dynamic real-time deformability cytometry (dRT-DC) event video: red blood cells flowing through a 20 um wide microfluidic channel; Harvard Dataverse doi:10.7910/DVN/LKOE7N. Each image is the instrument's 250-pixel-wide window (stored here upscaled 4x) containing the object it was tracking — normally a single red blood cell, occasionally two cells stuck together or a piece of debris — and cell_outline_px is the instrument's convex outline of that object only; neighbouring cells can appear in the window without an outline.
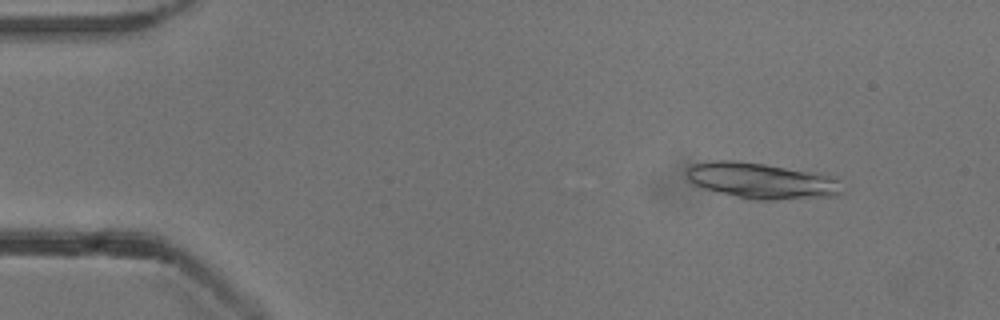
{"species": "common noctule bat (a hibernating species)", "species_latin": "Nyctalus noctula", "temperature_condition": "cold", "stored_images_in_passage": 13, "camera_frame_rate_fps": 3000, "um_per_image_px": 0.085, "animal": {"sex": "male", "body_mass_g": 13.3}, "frame": {"image": 1, "passage_image": 6, "time_ms": 1.667, "image_size_px": [1000, 320], "cell_outline_px": [[848, 188], [844, 192], [836, 196], [776, 200], [752, 200], [704, 188], [692, 184], [688, 180], [688, 168], [692, 164], [712, 160], [736, 160], [824, 172], [836, 176]], "centroid_in_image_um": [64.9, 15.35], "position_along_channel_um": 20.1, "area_um2": 33.52}}